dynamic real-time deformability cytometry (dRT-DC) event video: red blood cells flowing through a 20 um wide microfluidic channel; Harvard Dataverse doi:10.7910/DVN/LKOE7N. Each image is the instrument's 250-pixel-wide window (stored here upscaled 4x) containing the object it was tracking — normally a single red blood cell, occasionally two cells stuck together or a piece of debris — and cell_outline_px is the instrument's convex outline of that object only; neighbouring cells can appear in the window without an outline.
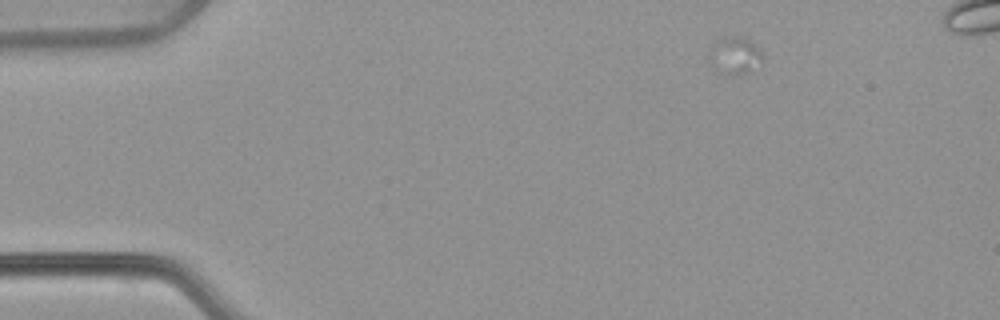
{"species": "common noctule bat (a hibernating species)", "species_latin": "Nyctalus noctula", "temperature_condition": "warm", "stored_images_in_passage": 8, "camera_frame_rate_fps": 3000, "um_per_image_px": 0.085, "animal": {"sex": "female", "body_mass_g": 22.7, "forearm_length_mm": 54.2}, "frame": {"image": 1, "passage_image": 1, "time_ms": 0.0, "image_size_px": [1000, 320], "cell_outline_px": [[764, 56], [748, 72], [728, 76], [724, 76], [716, 72], [708, 48], [716, 40], [724, 36], [740, 36], [748, 40]], "centroid_in_image_um": [62.38, 4.72], "position_along_channel_um": 22.6, "area_um2": 11.39}}